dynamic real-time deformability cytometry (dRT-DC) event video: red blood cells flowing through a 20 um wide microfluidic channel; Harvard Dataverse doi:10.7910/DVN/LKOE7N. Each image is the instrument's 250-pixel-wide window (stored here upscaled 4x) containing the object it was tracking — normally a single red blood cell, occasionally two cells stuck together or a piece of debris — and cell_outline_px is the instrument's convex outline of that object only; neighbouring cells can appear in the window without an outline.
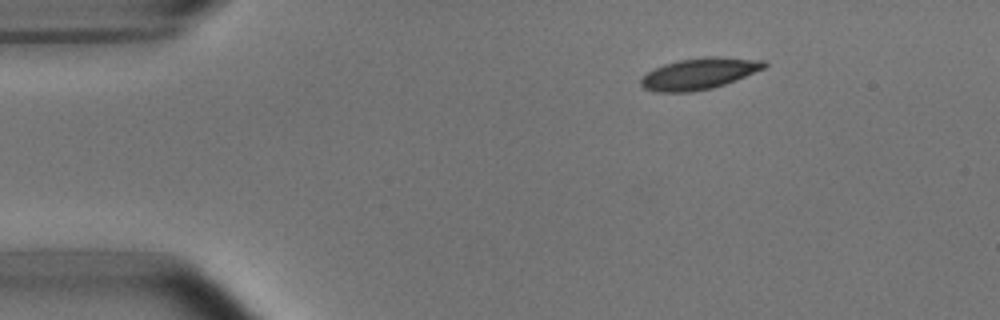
{"species": "common noctule bat (a hibernating species)", "species_latin": "Nyctalus noctula", "temperature_condition": "room temperature", "stored_images_in_passage": 46, "camera_frame_rate_fps": 3000, "um_per_image_px": 0.085, "animal": {"sex": "male", "body_mass_g": 15.6}, "frame": {"image": 1, "passage_image": 1, "time_ms": 0.0, "image_size_px": [1000, 320], "cell_outline_px": [[768, 64], [764, 68], [736, 80], [712, 88], [692, 92], [656, 92], [644, 88], [640, 84], [640, 80], [648, 72], [664, 64], [680, 60], [704, 56], [716, 56], [764, 60]], "centroid_in_image_um": [59.44, 6.26], "position_along_channel_um": 25.6, "area_um2": 22.43}}
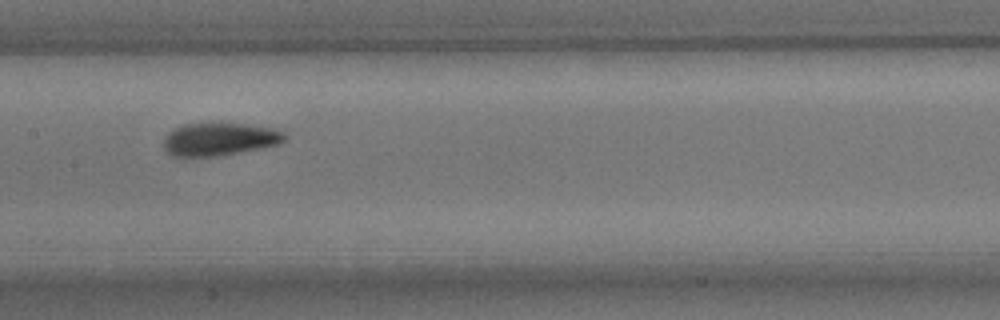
{"frame": {"image": 2, "passage_image": 19, "time_ms": 6.0, "image_size_px": [1000, 320], "cell_outline_px": [[288, 136], [284, 140], [276, 144], [260, 148], [220, 156], [172, 156], [164, 152], [164, 136], [172, 128], [184, 124], [248, 124], [272, 128], [284, 132]], "centroid_in_image_um": [18.61, 11.83], "position_along_channel_um": 188.8, "area_um2": 23.12}}
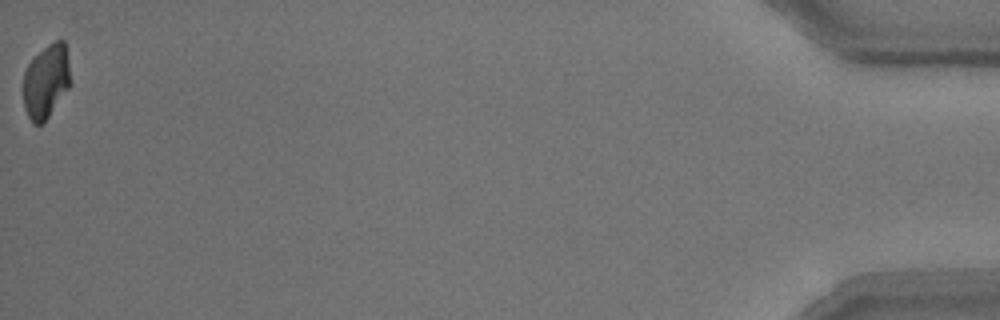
{"frame": {"image": 3, "passage_image": 46, "time_ms": 15.0, "image_size_px": [1000, 320], "cell_outline_px": [[72, 84], [48, 116], [40, 124], [32, 124], [24, 108], [24, 72], [28, 64], [48, 44], [56, 40], [64, 40], [72, 80]], "centroid_in_image_um": [3.94, 6.91], "position_along_channel_um": 431.3, "area_um2": 20.17}, "authors_computed_cell_mechanics": {"area_um2": 22.7443, "velocity_mm_per_s": 3.7433, "shape_relaxation_time_tau1_ms": 3.1856, "shape_relaxation_time_tau2_ms": 2.904, "deformation_change_tau1": 0.1273, "deformation_change_tau2": 0.0768}}